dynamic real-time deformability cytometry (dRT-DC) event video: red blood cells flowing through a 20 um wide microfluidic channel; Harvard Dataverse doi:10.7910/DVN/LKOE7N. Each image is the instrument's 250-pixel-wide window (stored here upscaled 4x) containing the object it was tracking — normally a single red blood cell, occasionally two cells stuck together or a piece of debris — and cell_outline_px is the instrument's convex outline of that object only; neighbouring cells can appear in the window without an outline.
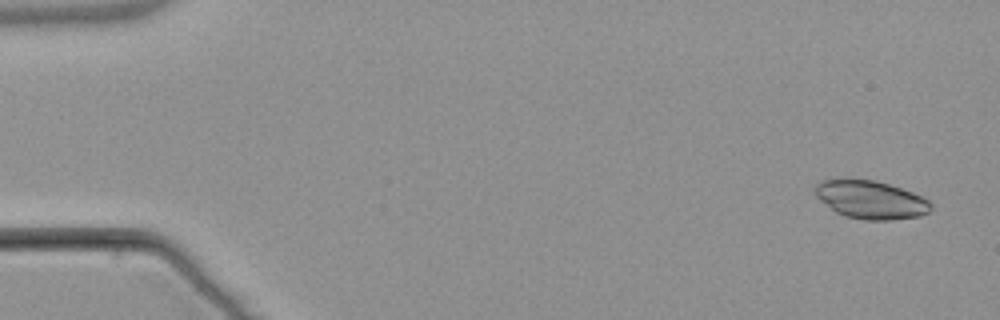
{"species": "common noctule bat (a hibernating species)", "species_latin": "Nyctalus noctula", "temperature_condition": "warm", "stored_images_in_passage": 4, "camera_frame_rate_fps": 3000, "um_per_image_px": 0.085, "animal": {"sex": "male", "body_mass_g": 21.5, "forearm_length_mm": 52.0}, "frame": {"image": 1, "passage_image": 1, "time_ms": 0.0, "image_size_px": [1000, 320], "cell_outline_px": [[932, 208], [928, 212], [920, 216], [888, 220], [864, 220], [848, 216], [836, 212], [820, 200], [816, 196], [812, 188], [820, 180], [872, 180], [888, 184], [912, 192], [928, 200], [932, 204]], "centroid_in_image_um": [74.0, 16.98], "position_along_channel_um": 11.0, "area_um2": 25.43}}
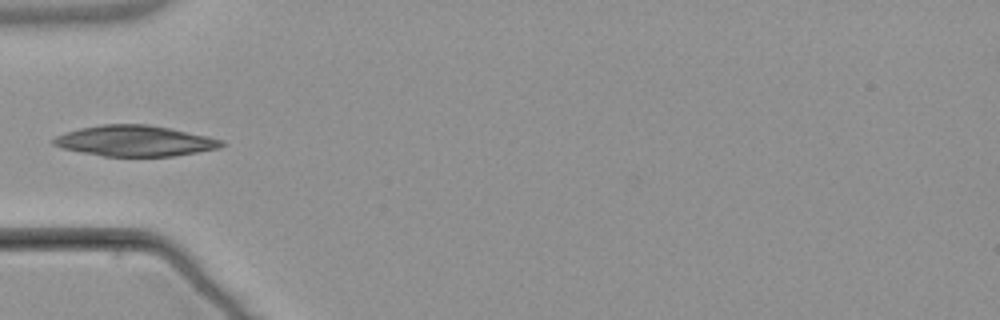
{"frame": {"image": 2, "passage_image": 4, "time_ms": 5.333, "image_size_px": [1000, 320], "cell_outline_px": [[224, 144], [220, 148], [172, 156], [104, 156], [80, 152], [60, 148], [52, 144], [52, 140], [56, 136], [64, 132], [80, 128], [100, 124], [148, 124], [168, 128], [224, 140]], "centroid_in_image_um": [11.41, 11.97], "position_along_channel_um": 73.6, "area_um2": 30.0}}